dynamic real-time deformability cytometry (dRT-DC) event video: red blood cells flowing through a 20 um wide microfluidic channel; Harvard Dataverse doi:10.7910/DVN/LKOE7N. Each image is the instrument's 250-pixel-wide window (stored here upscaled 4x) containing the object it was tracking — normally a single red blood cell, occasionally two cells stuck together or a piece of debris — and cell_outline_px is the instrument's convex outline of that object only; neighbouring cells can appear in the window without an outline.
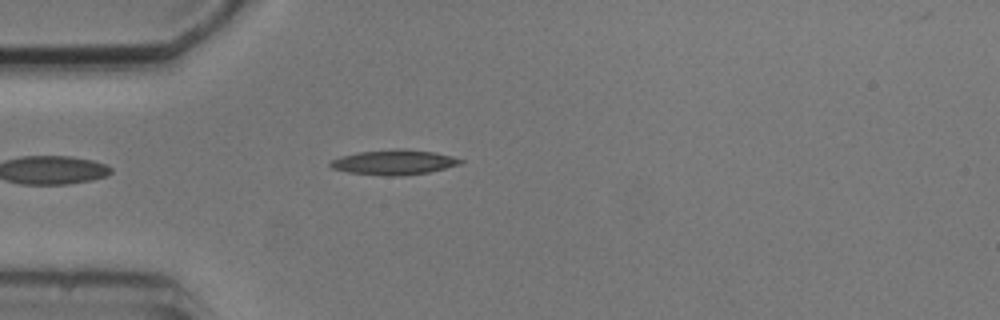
{"species": "common noctule bat (a hibernating species)", "species_latin": "Nyctalus noctula", "temperature_condition": "cold", "stored_images_in_passage": 2, "camera_frame_rate_fps": 3000, "um_per_image_px": 0.085, "animal": {"sex": "male", "body_mass_g": 20.5, "forearm_length_mm": 52.5}, "frame": {"image": 1, "passage_image": 2, "time_ms": 1.0, "image_size_px": [1000, 320], "cell_outline_px": [[464, 164], [428, 172], [404, 176], [388, 176], [348, 172], [332, 168], [328, 164], [332, 160], [340, 156], [356, 152], [400, 148], [404, 148], [432, 152], [452, 156], [464, 160]], "centroid_in_image_um": [33.51, 13.79], "position_along_channel_um": 51.5, "area_um2": 19.07}}